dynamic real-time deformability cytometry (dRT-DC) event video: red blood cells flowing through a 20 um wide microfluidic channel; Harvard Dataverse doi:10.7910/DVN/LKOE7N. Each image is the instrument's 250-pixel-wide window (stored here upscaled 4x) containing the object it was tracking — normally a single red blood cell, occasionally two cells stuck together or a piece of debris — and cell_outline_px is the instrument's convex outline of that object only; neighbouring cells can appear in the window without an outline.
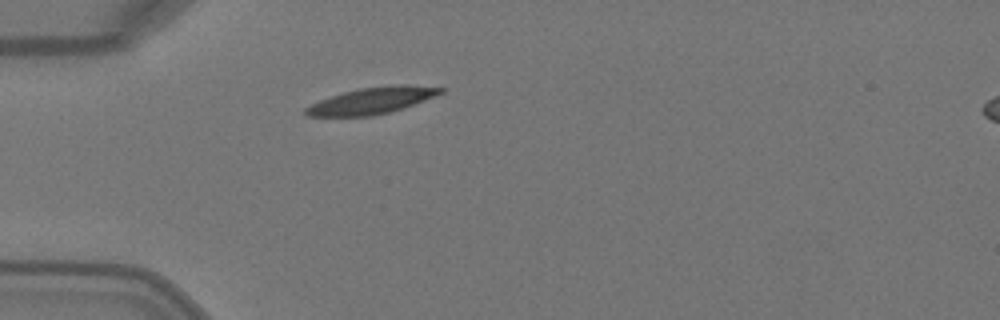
{"species": "Egyptian fruit bat (a non-hibernating species)", "species_latin": "Rousettus aegyptiacus", "temperature_condition": "warm", "stored_images_in_passage": 2, "segment_of_instrument_passage": [1, 2], "camera_frame_rate_fps": 3000, "um_per_image_px": 0.085, "animal": {"sex": "female"}, "frame": {"image": 1, "passage_image": 1, "time_ms": 0.0, "image_size_px": [1000, 320], "cell_outline_px": [[444, 92], [404, 108], [372, 116], [308, 116], [304, 112], [304, 108], [320, 100], [344, 92], [360, 88], [392, 84], [408, 84], [444, 88]], "centroid_in_image_um": [31.63, 8.54], "position_along_channel_um": 53.4, "area_um2": 20.69}}